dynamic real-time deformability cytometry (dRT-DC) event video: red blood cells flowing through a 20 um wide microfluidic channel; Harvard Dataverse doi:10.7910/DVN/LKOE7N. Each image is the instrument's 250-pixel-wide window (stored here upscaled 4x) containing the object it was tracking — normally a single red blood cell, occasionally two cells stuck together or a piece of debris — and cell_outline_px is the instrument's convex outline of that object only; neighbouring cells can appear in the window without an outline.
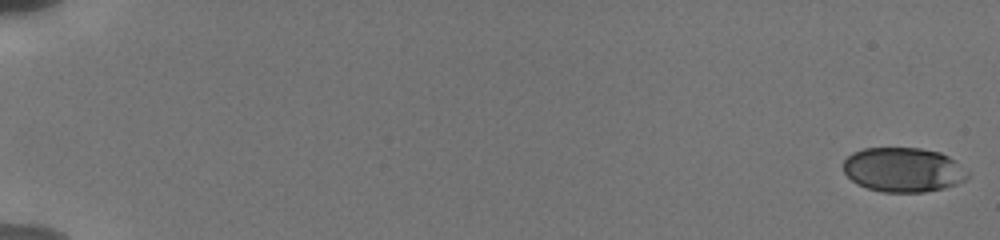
{"species": "human", "species_latin": "Homo sapiens", "temperature_condition": "cold", "stored_images_in_passage": 32, "camera_frame_rate_fps": 3000, "um_per_image_px": 0.085, "donor": {"sex": "male"}, "frame": {"image": 1, "passage_image": 1, "time_ms": 0.0, "image_size_px": [1000, 240], "cell_outline_px": [[968, 176], [964, 180], [956, 184], [944, 188], [924, 192], [884, 192], [868, 188], [856, 184], [844, 172], [844, 160], [852, 152], [864, 148], [920, 148], [940, 152], [948, 156], [968, 172]], "centroid_in_image_um": [76.75, 14.43], "position_along_channel_um": 8.2, "area_um2": 32.08}}
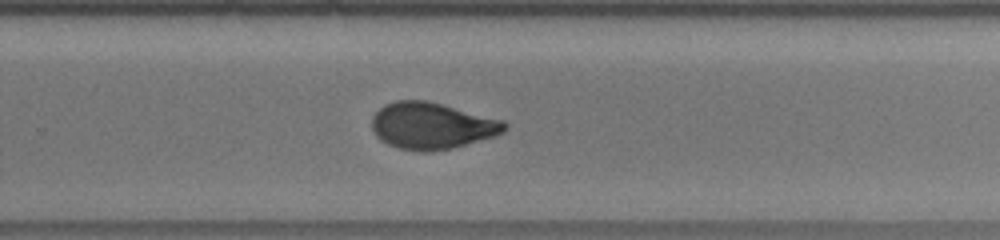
{"frame": {"image": 2, "passage_image": 19, "time_ms": 12.667, "image_size_px": [1000, 240], "cell_outline_px": [[508, 128], [504, 132], [496, 136], [452, 148], [424, 152], [400, 148], [388, 144], [380, 140], [376, 136], [372, 128], [372, 116], [384, 104], [396, 100], [424, 100], [504, 120], [508, 124]], "centroid_in_image_um": [36.71, 10.69], "position_along_channel_um": 293.1, "area_um2": 35.95}}
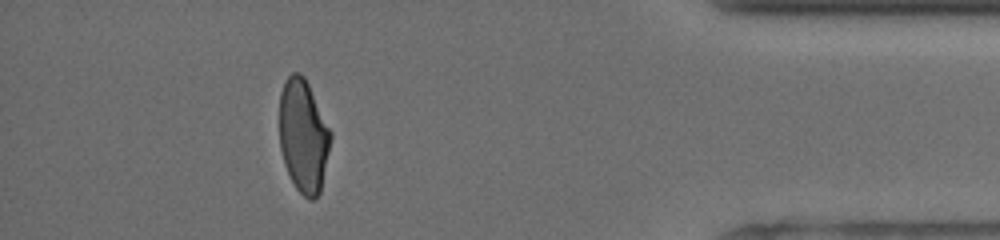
{"frame": {"image": 3, "passage_image": 28, "time_ms": 16.667, "image_size_px": [1000, 240], "cell_outline_px": [[332, 136], [320, 192], [312, 200], [308, 200], [296, 188], [284, 164], [280, 148], [280, 92], [288, 76], [292, 72], [300, 72], [304, 76], [332, 132]], "centroid_in_image_um": [25.79, 11.55], "position_along_channel_um": 409.4, "area_um2": 33.58}, "authors_computed_cell_mechanics": {"area_um2": 34.1598, "velocity_mm_per_s": 3.8438, "shape_relaxation_time_tau1_ms": 4.626, "shape_relaxation_time_tau2_ms": null, "deformation_change_tau1": 0.1421, "deformation_change_tau2": null}}